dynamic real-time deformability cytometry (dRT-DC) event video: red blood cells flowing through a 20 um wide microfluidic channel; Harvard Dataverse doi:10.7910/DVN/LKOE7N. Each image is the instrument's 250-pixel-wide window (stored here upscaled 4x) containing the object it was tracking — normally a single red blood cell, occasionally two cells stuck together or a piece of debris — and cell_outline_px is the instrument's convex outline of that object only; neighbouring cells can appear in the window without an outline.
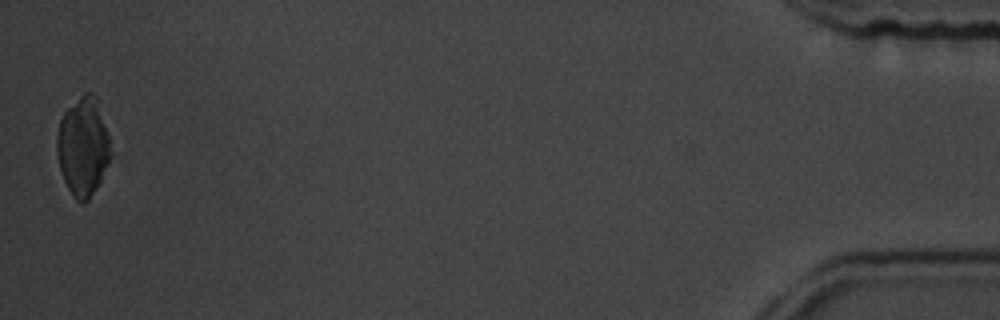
{"species": "common noctule bat (a hibernating species)", "species_latin": "Nyctalus noctula", "temperature_condition": "room temperature", "stored_images_in_passage": 38, "camera_frame_rate_fps": 3000, "um_per_image_px": 0.085, "animal": {"sex": "male", "body_mass_g": 19.5, "forearm_length_mm": 54.6}, "frame": {"image": 1, "passage_image": 38, "time_ms": 12.333, "image_size_px": [1000, 320], "cell_outline_px": [[108, 160], [100, 180], [88, 200], [84, 204], [80, 204], [72, 196], [64, 180], [60, 168], [56, 152], [56, 136], [60, 120], [64, 112], [84, 92], [92, 92], [96, 96], [108, 136]], "centroid_in_image_um": [7.0, 12.46], "position_along_channel_um": 428.2, "area_um2": 30.23}}